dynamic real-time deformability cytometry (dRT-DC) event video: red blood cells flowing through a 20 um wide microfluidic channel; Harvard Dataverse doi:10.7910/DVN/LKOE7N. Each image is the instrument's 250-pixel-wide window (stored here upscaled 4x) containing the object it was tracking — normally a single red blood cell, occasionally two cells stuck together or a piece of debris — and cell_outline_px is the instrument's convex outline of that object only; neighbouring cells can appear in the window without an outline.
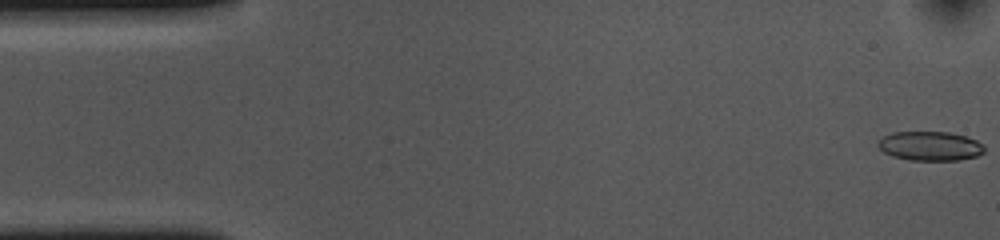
{"species": "common noctule bat (a hibernating species)", "species_latin": "Nyctalus noctula", "temperature_condition": "cold", "stored_images_in_passage": 54, "camera_frame_rate_fps": 3000, "um_per_image_px": 0.085, "animal": {"sex": "female", "body_mass_g": 10.0, "forearm_length_mm": 53.1}, "frame": {"image": 1, "passage_image": 1, "time_ms": 0.0, "image_size_px": [1000, 240], "cell_outline_px": [[984, 152], [976, 156], [956, 160], [908, 160], [892, 156], [884, 152], [876, 144], [876, 140], [892, 132], [948, 132], [964, 136], [976, 140], [984, 148]], "centroid_in_image_um": [78.99, 12.41], "position_along_channel_um": 6.0, "area_um2": 18.03}}
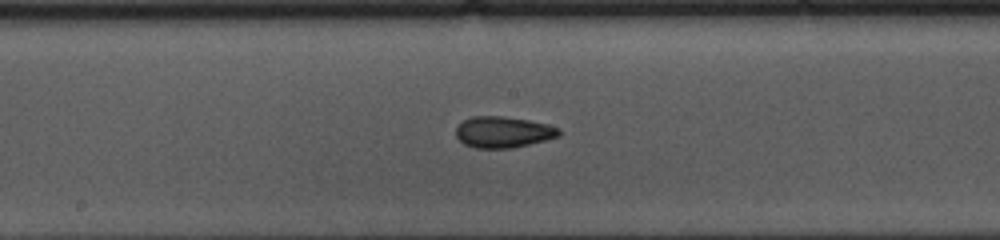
{"frame": {"image": 2, "passage_image": 27, "time_ms": 8.667, "image_size_px": [1000, 240], "cell_outline_px": [[560, 136], [512, 148], [476, 148], [464, 144], [456, 136], [456, 128], [464, 120], [472, 116], [500, 116], [528, 120], [548, 124], [560, 128]], "centroid_in_image_um": [42.77, 11.22], "position_along_channel_um": 205.4, "area_um2": 18.61}}
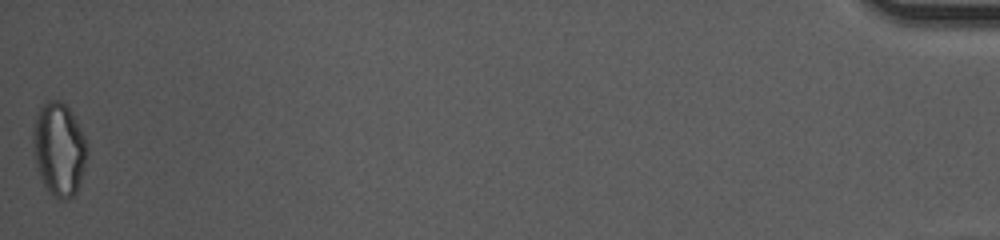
{"frame": {"image": 3, "passage_image": 54, "time_ms": 17.667, "image_size_px": [1000, 240], "cell_outline_px": [[88, 156], [80, 184], [76, 192], [72, 196], [64, 200], [60, 200], [44, 184], [40, 176], [36, 164], [32, 140], [32, 132], [36, 116], [40, 108], [48, 100], [60, 100], [72, 112], [88, 144]], "centroid_in_image_um": [5.04, 12.66], "position_along_channel_um": 430.2, "area_um2": 29.3}, "authors_computed_cell_mechanics": {"area_um2": 18.6983, "velocity_mm_per_s": 3.6508, "shape_relaxation_time_tau1_ms": null, "shape_relaxation_time_tau2_ms": 4.0873, "deformation_change_tau1": null, "deformation_change_tau2": 0.1073}}